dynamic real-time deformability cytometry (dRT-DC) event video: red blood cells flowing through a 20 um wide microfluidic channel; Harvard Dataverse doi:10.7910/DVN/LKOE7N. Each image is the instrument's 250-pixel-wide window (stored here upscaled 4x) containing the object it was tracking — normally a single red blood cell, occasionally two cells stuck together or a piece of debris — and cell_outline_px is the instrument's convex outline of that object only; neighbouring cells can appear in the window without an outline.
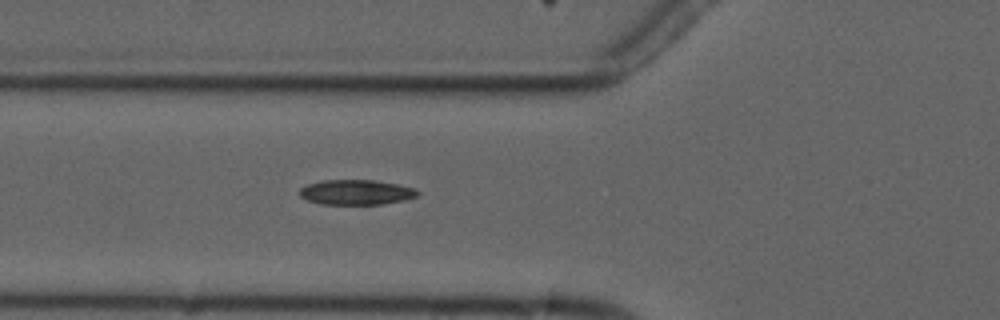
{"species": "common noctule bat (a hibernating species)", "species_latin": "Nyctalus noctula", "temperature_condition": "cold", "stored_images_in_passage": 8, "camera_frame_rate_fps": 3000, "um_per_image_px": 0.085, "animal": {"sex": "male", "forearm_length_mm": 52.5}, "frame": {"image": 1, "passage_image": 8, "time_ms": 8.0, "image_size_px": [1000, 320], "cell_outline_px": [[420, 192], [416, 196], [404, 200], [384, 204], [320, 204], [304, 200], [300, 196], [300, 188], [308, 184], [320, 180], [376, 180], [416, 188]], "centroid_in_image_um": [30.26, 16.34], "position_along_channel_um": 95.5, "area_um2": 17.34}}